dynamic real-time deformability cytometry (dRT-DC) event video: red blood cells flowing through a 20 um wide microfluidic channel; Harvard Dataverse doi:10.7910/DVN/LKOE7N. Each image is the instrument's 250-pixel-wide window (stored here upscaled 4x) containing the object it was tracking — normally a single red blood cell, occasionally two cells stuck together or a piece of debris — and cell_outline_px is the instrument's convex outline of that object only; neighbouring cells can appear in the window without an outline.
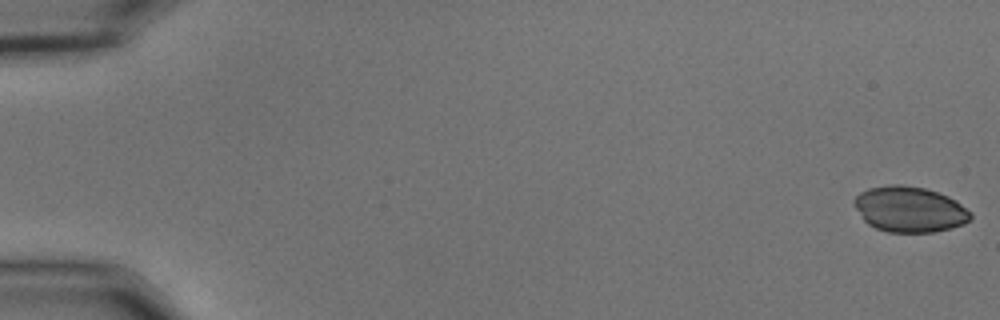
{"species": "common noctule bat (a hibernating species)", "species_latin": "Nyctalus noctula", "temperature_condition": "cold", "stored_images_in_passage": 13, "camera_frame_rate_fps": 3000, "um_per_image_px": 0.085, "animal": {"sex": "male", "body_mass_g": 15.6}, "frame": {"image": 1, "passage_image": 1, "time_ms": 0.0, "image_size_px": [1000, 320], "cell_outline_px": [[972, 216], [964, 224], [932, 232], [888, 232], [876, 228], [868, 224], [864, 220], [856, 208], [852, 200], [860, 192], [868, 188], [888, 184], [904, 184], [924, 188], [948, 196], [956, 200], [972, 212]], "centroid_in_image_um": [77.3, 17.77], "position_along_channel_um": 7.7, "area_um2": 30.98}}